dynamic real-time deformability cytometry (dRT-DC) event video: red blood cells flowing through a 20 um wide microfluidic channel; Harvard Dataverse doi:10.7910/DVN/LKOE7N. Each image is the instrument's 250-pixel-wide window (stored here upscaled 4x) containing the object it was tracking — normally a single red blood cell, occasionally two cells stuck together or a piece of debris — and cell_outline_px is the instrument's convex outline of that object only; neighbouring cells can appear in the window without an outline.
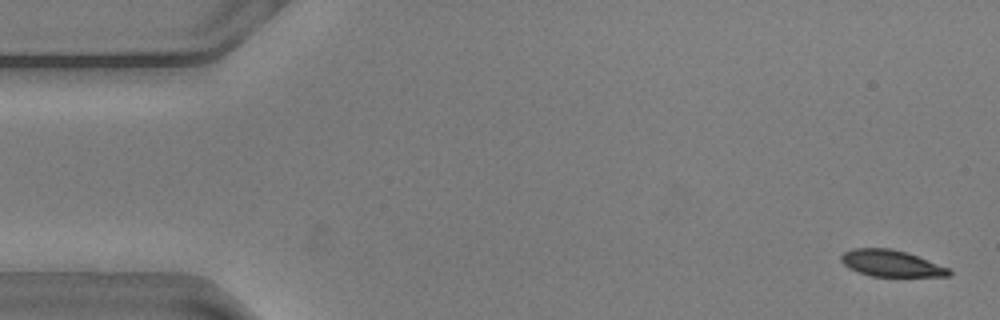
{"species": "common noctule bat (a hibernating species)", "species_latin": "Nyctalus noctula", "temperature_condition": "warm", "stored_images_in_passage": 57, "camera_frame_rate_fps": 3000, "um_per_image_px": 0.085, "animal": {"sex": "male", "body_mass_g": 20.5, "forearm_length_mm": 52.5}, "frame": {"image": 1, "passage_image": 2, "time_ms": 0.333, "image_size_px": [1000, 320], "cell_outline_px": [[952, 272], [948, 276], [872, 276], [848, 268], [840, 260], [840, 256], [844, 252], [852, 248], [892, 248], [908, 252], [948, 268]], "centroid_in_image_um": [75.72, 22.37], "position_along_channel_um": 9.3, "area_um2": 16.59}}
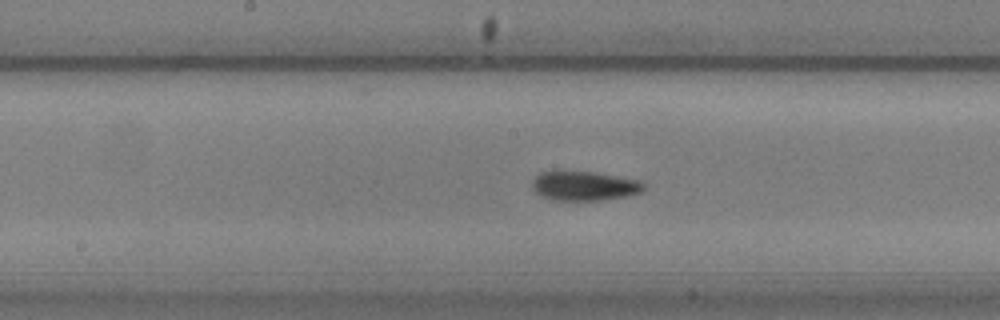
{"frame": {"image": 2, "passage_image": 28, "time_ms": 9.0, "image_size_px": [1000, 320], "cell_outline_px": [[648, 184], [640, 192], [628, 196], [600, 200], [552, 200], [540, 196], [532, 188], [532, 180], [540, 172], [552, 168], [560, 168], [596, 172], [640, 180]], "centroid_in_image_um": [49.61, 15.75], "position_along_channel_um": 198.6, "area_um2": 20.06}}
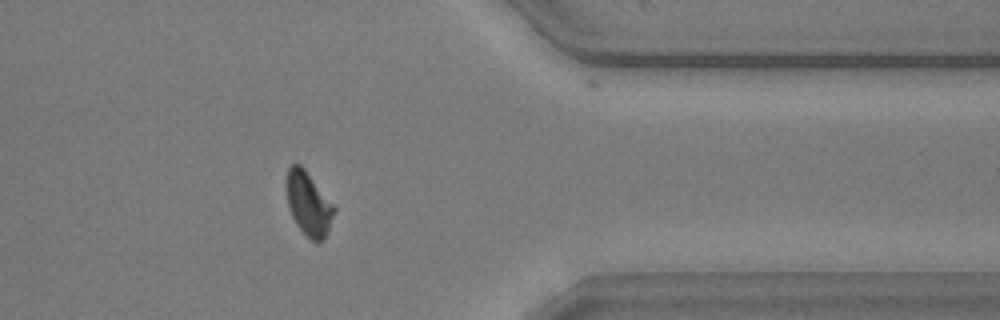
{"frame": {"image": 3, "passage_image": 45, "time_ms": 14.667, "image_size_px": [1000, 320], "cell_outline_px": [[336, 208], [328, 232], [324, 240], [320, 244], [316, 244], [296, 224], [292, 216], [288, 204], [288, 168], [292, 164], [300, 164], [304, 168]], "centroid_in_image_um": [26.26, 17.37], "position_along_channel_um": 385.1, "area_um2": 17.28}, "authors_computed_cell_mechanics": {"area_um2": 18.2648, "velocity_mm_per_s": 3.5981, "shape_relaxation_time_tau1_ms": 3.332, "shape_relaxation_time_tau2_ms": 1.8563, "deformation_change_tau1": 0.1115, "deformation_change_tau2": 0.0668}}